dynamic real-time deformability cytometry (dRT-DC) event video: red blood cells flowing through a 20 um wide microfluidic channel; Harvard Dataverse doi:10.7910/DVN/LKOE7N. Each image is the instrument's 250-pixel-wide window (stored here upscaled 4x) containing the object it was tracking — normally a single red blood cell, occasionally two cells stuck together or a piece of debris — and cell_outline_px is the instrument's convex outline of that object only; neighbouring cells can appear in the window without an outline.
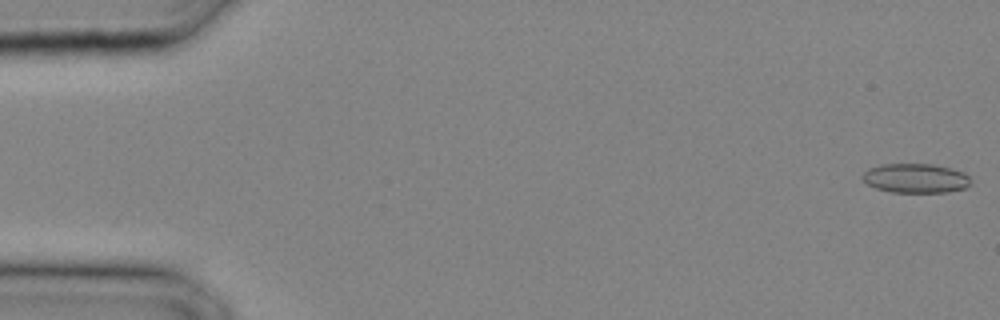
{"species": "common noctule bat (a hibernating species)", "species_latin": "Nyctalus noctula", "temperature_condition": "cold", "stored_images_in_passage": 6, "camera_frame_rate_fps": 3000, "um_per_image_px": 0.085, "animal": {"sex": "male", "body_mass_g": 20.4}, "frame": {"image": 1, "passage_image": 1, "time_ms": 0.0, "image_size_px": [1000, 320], "cell_outline_px": [[972, 184], [968, 188], [948, 192], [892, 192], [876, 188], [868, 184], [860, 176], [868, 168], [880, 164], [932, 164], [952, 168], [964, 172], [972, 180]], "centroid_in_image_um": [77.87, 15.15], "position_along_channel_um": 7.1, "area_um2": 18.79}}